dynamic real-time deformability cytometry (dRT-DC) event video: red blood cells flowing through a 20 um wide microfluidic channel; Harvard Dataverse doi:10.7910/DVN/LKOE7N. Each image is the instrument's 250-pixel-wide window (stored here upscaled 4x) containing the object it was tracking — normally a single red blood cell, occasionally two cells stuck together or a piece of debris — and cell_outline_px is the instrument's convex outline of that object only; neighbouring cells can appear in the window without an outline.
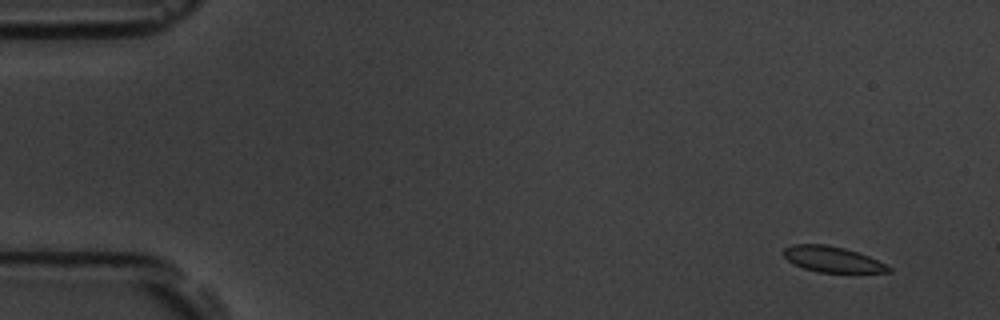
{"species": "common noctule bat (a hibernating species)", "species_latin": "Nyctalus noctula", "temperature_condition": "room temperature", "stored_images_in_passage": 5, "camera_frame_rate_fps": 3000, "um_per_image_px": 0.085, "animal": {"sex": "male", "body_mass_g": 19.5, "forearm_length_mm": 54.6}, "frame": {"image": 1, "passage_image": 2, "time_ms": 1.333, "image_size_px": [1000, 320], "cell_outline_px": [[892, 272], [820, 272], [804, 268], [792, 264], [784, 256], [784, 248], [792, 244], [824, 244], [844, 248], [868, 256], [892, 268]], "centroid_in_image_um": [70.71, 22.03], "position_along_channel_um": 14.3, "area_um2": 15.49}}
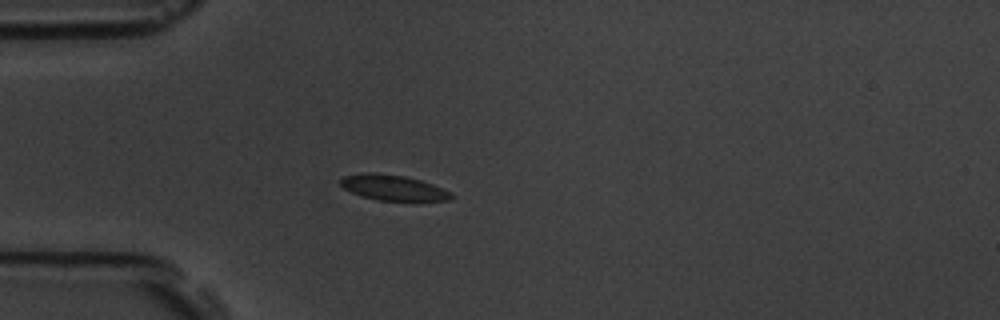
{"frame": {"image": 2, "passage_image": 5, "time_ms": 5.333, "image_size_px": [1000, 320], "cell_outline_px": [[456, 196], [448, 200], [416, 204], [412, 204], [376, 200], [360, 196], [344, 188], [340, 184], [340, 180], [344, 176], [364, 172], [372, 172], [404, 176], [420, 180], [432, 184], [452, 192]], "centroid_in_image_um": [33.51, 16.02], "position_along_channel_um": 51.5, "area_um2": 17.46}}